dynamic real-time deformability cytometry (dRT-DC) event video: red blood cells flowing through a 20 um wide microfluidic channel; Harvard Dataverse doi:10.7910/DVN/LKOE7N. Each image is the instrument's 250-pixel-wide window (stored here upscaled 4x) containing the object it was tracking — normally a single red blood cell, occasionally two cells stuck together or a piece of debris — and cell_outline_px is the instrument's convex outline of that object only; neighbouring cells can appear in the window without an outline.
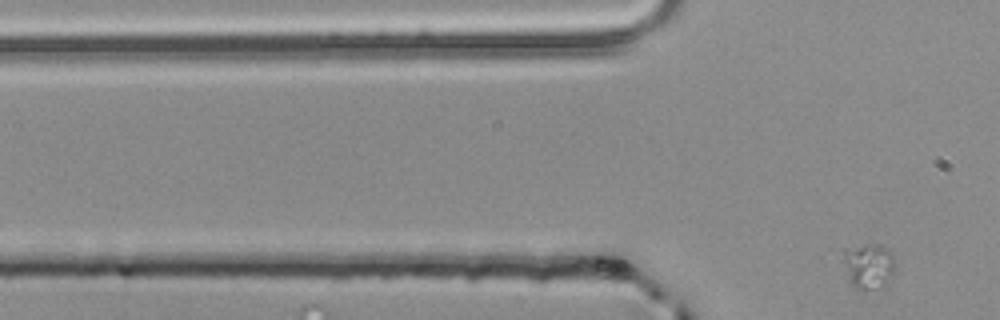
{"species": "common noctule bat (a hibernating species)", "species_latin": "Nyctalus noctula", "temperature_condition": "room temperature", "stored_images_in_passage": 3, "camera_frame_rate_fps": 3000, "um_per_image_px": 0.085, "animal": {"sex": "male", "body_mass_g": 20.4}, "frame": {"image": 1, "passage_image": 3, "time_ms": 0.667, "image_size_px": [1000, 320], "cell_outline_px": [[892, 280], [880, 288], [864, 292], [856, 288], [852, 284], [840, 260], [844, 248], [872, 244], [880, 244], [892, 252]], "centroid_in_image_um": [73.78, 22.63], "position_along_channel_um": 52.0, "area_um2": 14.05}}